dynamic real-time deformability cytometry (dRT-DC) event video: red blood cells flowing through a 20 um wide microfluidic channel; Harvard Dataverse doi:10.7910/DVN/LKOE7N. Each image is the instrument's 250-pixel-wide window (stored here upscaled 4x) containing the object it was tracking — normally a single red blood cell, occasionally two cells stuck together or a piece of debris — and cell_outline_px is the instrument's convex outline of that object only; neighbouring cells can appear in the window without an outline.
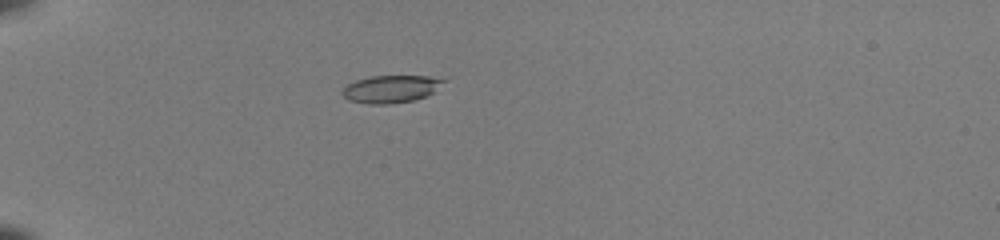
{"species": "common noctule bat (a hibernating species)", "species_latin": "Nyctalus noctula", "temperature_condition": "room temperature", "stored_images_in_passage": 37, "camera_frame_rate_fps": 3000, "um_per_image_px": 0.085, "animal": {"sex": "female", "body_mass_g": 22.0, "forearm_length_mm": 56.7}, "frame": {"image": 1, "passage_image": 2, "time_ms": 0.333, "image_size_px": [1000, 240], "cell_outline_px": [[448, 80], [436, 92], [412, 100], [388, 104], [368, 104], [348, 100], [340, 92], [348, 84], [356, 80], [372, 76], [428, 76]], "centroid_in_image_um": [33.25, 7.56], "position_along_channel_um": 51.7, "area_um2": 16.24}}
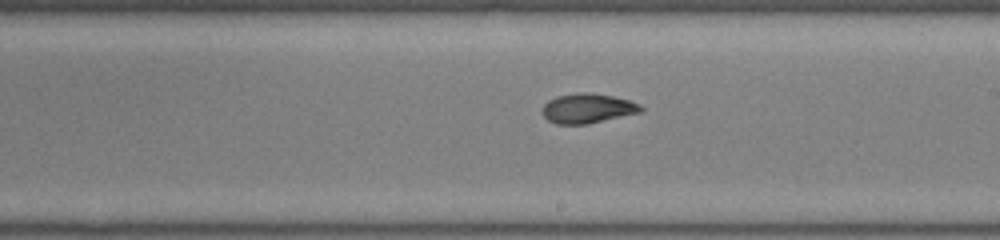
{"frame": {"image": 2, "passage_image": 18, "time_ms": 5.667, "image_size_px": [1000, 240], "cell_outline_px": [[644, 108], [640, 112], [588, 124], [556, 124], [548, 120], [544, 116], [544, 104], [548, 100], [556, 96], [576, 92], [592, 92], [612, 96], [628, 100], [640, 104]], "centroid_in_image_um": [49.94, 9.2], "position_along_channel_um": 239.1, "area_um2": 16.99}}
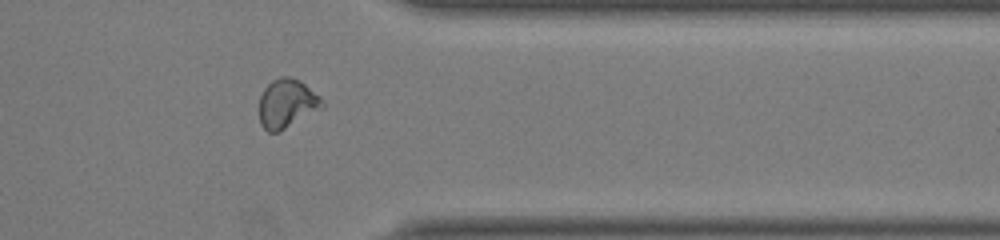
{"frame": {"image": 3, "passage_image": 29, "time_ms": 9.333, "image_size_px": [1000, 240], "cell_outline_px": [[324, 108], [280, 132], [268, 132], [260, 124], [260, 96], [264, 88], [272, 80], [280, 76], [288, 76], [300, 80], [320, 96], [324, 100]], "centroid_in_image_um": [24.42, 8.81], "position_along_channel_um": 387.0, "area_um2": 18.26}, "authors_computed_cell_mechanics": {"area_um2": 17.051, "velocity_mm_per_s": 4.0964, "shape_relaxation_time_tau1_ms": null, "shape_relaxation_time_tau2_ms": 1.4534, "deformation_change_tau1": null, "deformation_change_tau2": 0.0666}}